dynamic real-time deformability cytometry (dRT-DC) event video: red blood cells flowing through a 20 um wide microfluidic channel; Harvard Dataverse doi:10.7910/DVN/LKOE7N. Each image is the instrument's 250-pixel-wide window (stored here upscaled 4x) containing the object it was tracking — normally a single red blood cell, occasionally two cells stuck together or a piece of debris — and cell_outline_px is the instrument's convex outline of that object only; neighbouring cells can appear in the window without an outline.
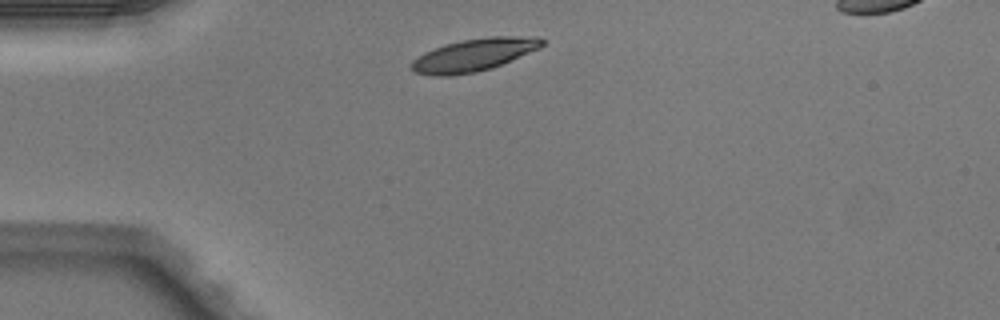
{"species": "Egyptian fruit bat (a non-hibernating species)", "species_latin": "Rousettus aegyptiacus", "temperature_condition": "warm", "stored_images_in_passage": 4, "camera_frame_rate_fps": 3000, "um_per_image_px": 0.085, "animal": {"sex": "male"}, "frame": {"image": 1, "passage_image": 4, "time_ms": 1.0, "image_size_px": [1000, 320], "cell_outline_px": [[544, 44], [540, 48], [492, 68], [476, 72], [452, 76], [432, 76], [416, 72], [412, 68], [412, 60], [424, 52], [444, 44], [464, 40], [492, 36], [536, 36], [544, 40]], "centroid_in_image_um": [40.29, 4.67], "position_along_channel_um": 44.7, "area_um2": 24.74}}